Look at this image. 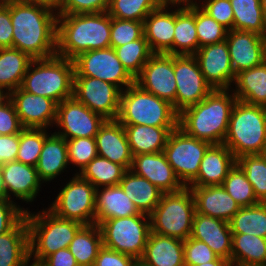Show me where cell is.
<instances>
[{
  "label": "cell",
  "mask_w": 266,
  "mask_h": 266,
  "mask_svg": "<svg viewBox=\"0 0 266 266\" xmlns=\"http://www.w3.org/2000/svg\"><path fill=\"white\" fill-rule=\"evenodd\" d=\"M56 13L55 8L44 3L10 1L13 48L28 54L32 59L55 56L58 18Z\"/></svg>",
  "instance_id": "obj_1"
},
{
  "label": "cell",
  "mask_w": 266,
  "mask_h": 266,
  "mask_svg": "<svg viewBox=\"0 0 266 266\" xmlns=\"http://www.w3.org/2000/svg\"><path fill=\"white\" fill-rule=\"evenodd\" d=\"M230 89H214L202 101L178 114V127L187 135L211 144H223L231 111L237 101Z\"/></svg>",
  "instance_id": "obj_2"
},
{
  "label": "cell",
  "mask_w": 266,
  "mask_h": 266,
  "mask_svg": "<svg viewBox=\"0 0 266 266\" xmlns=\"http://www.w3.org/2000/svg\"><path fill=\"white\" fill-rule=\"evenodd\" d=\"M107 12L58 15L56 55L73 60L79 54L110 47Z\"/></svg>",
  "instance_id": "obj_3"
},
{
  "label": "cell",
  "mask_w": 266,
  "mask_h": 266,
  "mask_svg": "<svg viewBox=\"0 0 266 266\" xmlns=\"http://www.w3.org/2000/svg\"><path fill=\"white\" fill-rule=\"evenodd\" d=\"M73 78V60L58 55L33 59L20 88L28 93L48 97L59 104L73 97Z\"/></svg>",
  "instance_id": "obj_4"
},
{
  "label": "cell",
  "mask_w": 266,
  "mask_h": 266,
  "mask_svg": "<svg viewBox=\"0 0 266 266\" xmlns=\"http://www.w3.org/2000/svg\"><path fill=\"white\" fill-rule=\"evenodd\" d=\"M223 144L236 159L243 155L261 154L266 146V113L263 106L237 100Z\"/></svg>",
  "instance_id": "obj_5"
},
{
  "label": "cell",
  "mask_w": 266,
  "mask_h": 266,
  "mask_svg": "<svg viewBox=\"0 0 266 266\" xmlns=\"http://www.w3.org/2000/svg\"><path fill=\"white\" fill-rule=\"evenodd\" d=\"M25 218L29 230L30 260L33 257L35 264H40L60 249L68 248L83 226L79 222L59 218L49 210L37 214L26 210Z\"/></svg>",
  "instance_id": "obj_6"
},
{
  "label": "cell",
  "mask_w": 266,
  "mask_h": 266,
  "mask_svg": "<svg viewBox=\"0 0 266 266\" xmlns=\"http://www.w3.org/2000/svg\"><path fill=\"white\" fill-rule=\"evenodd\" d=\"M117 120L122 125L178 127V113L173 106L136 83L121 91Z\"/></svg>",
  "instance_id": "obj_7"
},
{
  "label": "cell",
  "mask_w": 266,
  "mask_h": 266,
  "mask_svg": "<svg viewBox=\"0 0 266 266\" xmlns=\"http://www.w3.org/2000/svg\"><path fill=\"white\" fill-rule=\"evenodd\" d=\"M195 200L189 187L163 193L149 215L151 232L185 241L191 236Z\"/></svg>",
  "instance_id": "obj_8"
},
{
  "label": "cell",
  "mask_w": 266,
  "mask_h": 266,
  "mask_svg": "<svg viewBox=\"0 0 266 266\" xmlns=\"http://www.w3.org/2000/svg\"><path fill=\"white\" fill-rule=\"evenodd\" d=\"M98 226L104 247L141 259L151 233L149 215L107 219Z\"/></svg>",
  "instance_id": "obj_9"
},
{
  "label": "cell",
  "mask_w": 266,
  "mask_h": 266,
  "mask_svg": "<svg viewBox=\"0 0 266 266\" xmlns=\"http://www.w3.org/2000/svg\"><path fill=\"white\" fill-rule=\"evenodd\" d=\"M95 193L96 188L89 181L75 174L47 209L59 218L92 225L95 224Z\"/></svg>",
  "instance_id": "obj_10"
},
{
  "label": "cell",
  "mask_w": 266,
  "mask_h": 266,
  "mask_svg": "<svg viewBox=\"0 0 266 266\" xmlns=\"http://www.w3.org/2000/svg\"><path fill=\"white\" fill-rule=\"evenodd\" d=\"M211 145L185 134L179 127L170 132L163 152L185 187L197 177L201 160Z\"/></svg>",
  "instance_id": "obj_11"
},
{
  "label": "cell",
  "mask_w": 266,
  "mask_h": 266,
  "mask_svg": "<svg viewBox=\"0 0 266 266\" xmlns=\"http://www.w3.org/2000/svg\"><path fill=\"white\" fill-rule=\"evenodd\" d=\"M74 76H88L101 79L117 86L121 91L135 83L117 57L114 48L90 50L73 59Z\"/></svg>",
  "instance_id": "obj_12"
},
{
  "label": "cell",
  "mask_w": 266,
  "mask_h": 266,
  "mask_svg": "<svg viewBox=\"0 0 266 266\" xmlns=\"http://www.w3.org/2000/svg\"><path fill=\"white\" fill-rule=\"evenodd\" d=\"M121 90L112 83L88 76H74L73 97L106 120H117Z\"/></svg>",
  "instance_id": "obj_13"
},
{
  "label": "cell",
  "mask_w": 266,
  "mask_h": 266,
  "mask_svg": "<svg viewBox=\"0 0 266 266\" xmlns=\"http://www.w3.org/2000/svg\"><path fill=\"white\" fill-rule=\"evenodd\" d=\"M174 75L177 86L175 111L178 114L202 101L213 90L194 55H174Z\"/></svg>",
  "instance_id": "obj_14"
},
{
  "label": "cell",
  "mask_w": 266,
  "mask_h": 266,
  "mask_svg": "<svg viewBox=\"0 0 266 266\" xmlns=\"http://www.w3.org/2000/svg\"><path fill=\"white\" fill-rule=\"evenodd\" d=\"M105 121L102 116L71 97L57 104L56 126L61 127L62 132L54 133L66 140L95 137Z\"/></svg>",
  "instance_id": "obj_15"
},
{
  "label": "cell",
  "mask_w": 266,
  "mask_h": 266,
  "mask_svg": "<svg viewBox=\"0 0 266 266\" xmlns=\"http://www.w3.org/2000/svg\"><path fill=\"white\" fill-rule=\"evenodd\" d=\"M135 83L143 90L169 102L175 110L176 80L174 75V55L154 53Z\"/></svg>",
  "instance_id": "obj_16"
},
{
  "label": "cell",
  "mask_w": 266,
  "mask_h": 266,
  "mask_svg": "<svg viewBox=\"0 0 266 266\" xmlns=\"http://www.w3.org/2000/svg\"><path fill=\"white\" fill-rule=\"evenodd\" d=\"M23 128L46 129L56 123L57 103L41 95H35L20 87L8 95Z\"/></svg>",
  "instance_id": "obj_17"
},
{
  "label": "cell",
  "mask_w": 266,
  "mask_h": 266,
  "mask_svg": "<svg viewBox=\"0 0 266 266\" xmlns=\"http://www.w3.org/2000/svg\"><path fill=\"white\" fill-rule=\"evenodd\" d=\"M194 57L206 82L213 90L230 89L236 75L232 69L226 40L200 47Z\"/></svg>",
  "instance_id": "obj_18"
},
{
  "label": "cell",
  "mask_w": 266,
  "mask_h": 266,
  "mask_svg": "<svg viewBox=\"0 0 266 266\" xmlns=\"http://www.w3.org/2000/svg\"><path fill=\"white\" fill-rule=\"evenodd\" d=\"M226 42L235 75L266 60V43L262 35L232 29L227 32Z\"/></svg>",
  "instance_id": "obj_19"
},
{
  "label": "cell",
  "mask_w": 266,
  "mask_h": 266,
  "mask_svg": "<svg viewBox=\"0 0 266 266\" xmlns=\"http://www.w3.org/2000/svg\"><path fill=\"white\" fill-rule=\"evenodd\" d=\"M130 170L146 178L163 193L177 192L185 187L168 163L164 152L133 155Z\"/></svg>",
  "instance_id": "obj_20"
},
{
  "label": "cell",
  "mask_w": 266,
  "mask_h": 266,
  "mask_svg": "<svg viewBox=\"0 0 266 266\" xmlns=\"http://www.w3.org/2000/svg\"><path fill=\"white\" fill-rule=\"evenodd\" d=\"M190 237L206 243L214 253L231 265L232 232L229 222L195 211Z\"/></svg>",
  "instance_id": "obj_21"
},
{
  "label": "cell",
  "mask_w": 266,
  "mask_h": 266,
  "mask_svg": "<svg viewBox=\"0 0 266 266\" xmlns=\"http://www.w3.org/2000/svg\"><path fill=\"white\" fill-rule=\"evenodd\" d=\"M97 154L130 170L131 153L123 125L118 120H106L95 136Z\"/></svg>",
  "instance_id": "obj_22"
},
{
  "label": "cell",
  "mask_w": 266,
  "mask_h": 266,
  "mask_svg": "<svg viewBox=\"0 0 266 266\" xmlns=\"http://www.w3.org/2000/svg\"><path fill=\"white\" fill-rule=\"evenodd\" d=\"M187 187L193 193L197 213L229 222L241 208L222 185Z\"/></svg>",
  "instance_id": "obj_23"
},
{
  "label": "cell",
  "mask_w": 266,
  "mask_h": 266,
  "mask_svg": "<svg viewBox=\"0 0 266 266\" xmlns=\"http://www.w3.org/2000/svg\"><path fill=\"white\" fill-rule=\"evenodd\" d=\"M7 199L11 200V193L16 199L32 202L39 193L41 180L36 167L26 165L17 160L1 165Z\"/></svg>",
  "instance_id": "obj_24"
},
{
  "label": "cell",
  "mask_w": 266,
  "mask_h": 266,
  "mask_svg": "<svg viewBox=\"0 0 266 266\" xmlns=\"http://www.w3.org/2000/svg\"><path fill=\"white\" fill-rule=\"evenodd\" d=\"M236 158L225 144H212L203 156L197 177L188 186L222 185Z\"/></svg>",
  "instance_id": "obj_25"
},
{
  "label": "cell",
  "mask_w": 266,
  "mask_h": 266,
  "mask_svg": "<svg viewBox=\"0 0 266 266\" xmlns=\"http://www.w3.org/2000/svg\"><path fill=\"white\" fill-rule=\"evenodd\" d=\"M162 5L144 20V36L153 53L173 55L175 11L168 12Z\"/></svg>",
  "instance_id": "obj_26"
},
{
  "label": "cell",
  "mask_w": 266,
  "mask_h": 266,
  "mask_svg": "<svg viewBox=\"0 0 266 266\" xmlns=\"http://www.w3.org/2000/svg\"><path fill=\"white\" fill-rule=\"evenodd\" d=\"M101 191V192H100ZM141 213L120 185L105 186L95 193V224L107 219L130 217Z\"/></svg>",
  "instance_id": "obj_27"
},
{
  "label": "cell",
  "mask_w": 266,
  "mask_h": 266,
  "mask_svg": "<svg viewBox=\"0 0 266 266\" xmlns=\"http://www.w3.org/2000/svg\"><path fill=\"white\" fill-rule=\"evenodd\" d=\"M141 260L149 266H185L184 241L151 232Z\"/></svg>",
  "instance_id": "obj_28"
},
{
  "label": "cell",
  "mask_w": 266,
  "mask_h": 266,
  "mask_svg": "<svg viewBox=\"0 0 266 266\" xmlns=\"http://www.w3.org/2000/svg\"><path fill=\"white\" fill-rule=\"evenodd\" d=\"M29 230L25 216L0 235V266H29Z\"/></svg>",
  "instance_id": "obj_29"
},
{
  "label": "cell",
  "mask_w": 266,
  "mask_h": 266,
  "mask_svg": "<svg viewBox=\"0 0 266 266\" xmlns=\"http://www.w3.org/2000/svg\"><path fill=\"white\" fill-rule=\"evenodd\" d=\"M132 155L163 152L168 136L177 127L123 125Z\"/></svg>",
  "instance_id": "obj_30"
},
{
  "label": "cell",
  "mask_w": 266,
  "mask_h": 266,
  "mask_svg": "<svg viewBox=\"0 0 266 266\" xmlns=\"http://www.w3.org/2000/svg\"><path fill=\"white\" fill-rule=\"evenodd\" d=\"M69 164L67 142L57 134H49L45 139L36 170L42 182L54 180Z\"/></svg>",
  "instance_id": "obj_31"
},
{
  "label": "cell",
  "mask_w": 266,
  "mask_h": 266,
  "mask_svg": "<svg viewBox=\"0 0 266 266\" xmlns=\"http://www.w3.org/2000/svg\"><path fill=\"white\" fill-rule=\"evenodd\" d=\"M236 90L232 89L237 100L252 105L266 103V60L255 67L236 74Z\"/></svg>",
  "instance_id": "obj_32"
},
{
  "label": "cell",
  "mask_w": 266,
  "mask_h": 266,
  "mask_svg": "<svg viewBox=\"0 0 266 266\" xmlns=\"http://www.w3.org/2000/svg\"><path fill=\"white\" fill-rule=\"evenodd\" d=\"M119 185L136 208L147 215L154 211L163 194L154 184L146 178L134 174L131 170L124 173Z\"/></svg>",
  "instance_id": "obj_33"
},
{
  "label": "cell",
  "mask_w": 266,
  "mask_h": 266,
  "mask_svg": "<svg viewBox=\"0 0 266 266\" xmlns=\"http://www.w3.org/2000/svg\"><path fill=\"white\" fill-rule=\"evenodd\" d=\"M32 60L16 48H0V91L8 95L18 89Z\"/></svg>",
  "instance_id": "obj_34"
},
{
  "label": "cell",
  "mask_w": 266,
  "mask_h": 266,
  "mask_svg": "<svg viewBox=\"0 0 266 266\" xmlns=\"http://www.w3.org/2000/svg\"><path fill=\"white\" fill-rule=\"evenodd\" d=\"M174 10L173 55H194L199 49L195 26V5H182Z\"/></svg>",
  "instance_id": "obj_35"
},
{
  "label": "cell",
  "mask_w": 266,
  "mask_h": 266,
  "mask_svg": "<svg viewBox=\"0 0 266 266\" xmlns=\"http://www.w3.org/2000/svg\"><path fill=\"white\" fill-rule=\"evenodd\" d=\"M231 265L266 266V238L232 233Z\"/></svg>",
  "instance_id": "obj_36"
},
{
  "label": "cell",
  "mask_w": 266,
  "mask_h": 266,
  "mask_svg": "<svg viewBox=\"0 0 266 266\" xmlns=\"http://www.w3.org/2000/svg\"><path fill=\"white\" fill-rule=\"evenodd\" d=\"M102 235L97 224L83 225L69 244L78 266H93L102 248Z\"/></svg>",
  "instance_id": "obj_37"
},
{
  "label": "cell",
  "mask_w": 266,
  "mask_h": 266,
  "mask_svg": "<svg viewBox=\"0 0 266 266\" xmlns=\"http://www.w3.org/2000/svg\"><path fill=\"white\" fill-rule=\"evenodd\" d=\"M234 14L233 29L265 37L266 22L260 0H230Z\"/></svg>",
  "instance_id": "obj_38"
},
{
  "label": "cell",
  "mask_w": 266,
  "mask_h": 266,
  "mask_svg": "<svg viewBox=\"0 0 266 266\" xmlns=\"http://www.w3.org/2000/svg\"><path fill=\"white\" fill-rule=\"evenodd\" d=\"M126 171L122 165L97 155L80 173L76 174L89 181L95 188H100L119 185Z\"/></svg>",
  "instance_id": "obj_39"
},
{
  "label": "cell",
  "mask_w": 266,
  "mask_h": 266,
  "mask_svg": "<svg viewBox=\"0 0 266 266\" xmlns=\"http://www.w3.org/2000/svg\"><path fill=\"white\" fill-rule=\"evenodd\" d=\"M229 225L232 233L266 238V203L241 207L229 221Z\"/></svg>",
  "instance_id": "obj_40"
},
{
  "label": "cell",
  "mask_w": 266,
  "mask_h": 266,
  "mask_svg": "<svg viewBox=\"0 0 266 266\" xmlns=\"http://www.w3.org/2000/svg\"><path fill=\"white\" fill-rule=\"evenodd\" d=\"M114 50L124 68L134 79L139 75L143 66L154 54L150 50L144 35L140 39L116 47Z\"/></svg>",
  "instance_id": "obj_41"
},
{
  "label": "cell",
  "mask_w": 266,
  "mask_h": 266,
  "mask_svg": "<svg viewBox=\"0 0 266 266\" xmlns=\"http://www.w3.org/2000/svg\"><path fill=\"white\" fill-rule=\"evenodd\" d=\"M162 5L161 0H110L107 13L117 19L144 22L152 11Z\"/></svg>",
  "instance_id": "obj_42"
},
{
  "label": "cell",
  "mask_w": 266,
  "mask_h": 266,
  "mask_svg": "<svg viewBox=\"0 0 266 266\" xmlns=\"http://www.w3.org/2000/svg\"><path fill=\"white\" fill-rule=\"evenodd\" d=\"M222 186L240 207H249L260 203L251 183L237 163L229 170Z\"/></svg>",
  "instance_id": "obj_43"
},
{
  "label": "cell",
  "mask_w": 266,
  "mask_h": 266,
  "mask_svg": "<svg viewBox=\"0 0 266 266\" xmlns=\"http://www.w3.org/2000/svg\"><path fill=\"white\" fill-rule=\"evenodd\" d=\"M236 163L251 183L259 202L266 203V162L260 154L243 155Z\"/></svg>",
  "instance_id": "obj_44"
},
{
  "label": "cell",
  "mask_w": 266,
  "mask_h": 266,
  "mask_svg": "<svg viewBox=\"0 0 266 266\" xmlns=\"http://www.w3.org/2000/svg\"><path fill=\"white\" fill-rule=\"evenodd\" d=\"M48 136L46 129L24 128L19 134V150L16 160L36 167L43 143Z\"/></svg>",
  "instance_id": "obj_45"
},
{
  "label": "cell",
  "mask_w": 266,
  "mask_h": 266,
  "mask_svg": "<svg viewBox=\"0 0 266 266\" xmlns=\"http://www.w3.org/2000/svg\"><path fill=\"white\" fill-rule=\"evenodd\" d=\"M195 26L199 48L226 40L228 30L195 5Z\"/></svg>",
  "instance_id": "obj_46"
},
{
  "label": "cell",
  "mask_w": 266,
  "mask_h": 266,
  "mask_svg": "<svg viewBox=\"0 0 266 266\" xmlns=\"http://www.w3.org/2000/svg\"><path fill=\"white\" fill-rule=\"evenodd\" d=\"M144 35V22L111 17L110 47L116 48L140 39Z\"/></svg>",
  "instance_id": "obj_47"
},
{
  "label": "cell",
  "mask_w": 266,
  "mask_h": 266,
  "mask_svg": "<svg viewBox=\"0 0 266 266\" xmlns=\"http://www.w3.org/2000/svg\"><path fill=\"white\" fill-rule=\"evenodd\" d=\"M66 142L68 161L80 167L79 172L98 155L95 137L68 139Z\"/></svg>",
  "instance_id": "obj_48"
},
{
  "label": "cell",
  "mask_w": 266,
  "mask_h": 266,
  "mask_svg": "<svg viewBox=\"0 0 266 266\" xmlns=\"http://www.w3.org/2000/svg\"><path fill=\"white\" fill-rule=\"evenodd\" d=\"M210 261H227L214 253L204 242L187 238L184 241V263L185 266H196Z\"/></svg>",
  "instance_id": "obj_49"
},
{
  "label": "cell",
  "mask_w": 266,
  "mask_h": 266,
  "mask_svg": "<svg viewBox=\"0 0 266 266\" xmlns=\"http://www.w3.org/2000/svg\"><path fill=\"white\" fill-rule=\"evenodd\" d=\"M110 0H60L57 15L107 12Z\"/></svg>",
  "instance_id": "obj_50"
},
{
  "label": "cell",
  "mask_w": 266,
  "mask_h": 266,
  "mask_svg": "<svg viewBox=\"0 0 266 266\" xmlns=\"http://www.w3.org/2000/svg\"><path fill=\"white\" fill-rule=\"evenodd\" d=\"M198 6L228 31L233 29L234 14L230 0H206Z\"/></svg>",
  "instance_id": "obj_51"
},
{
  "label": "cell",
  "mask_w": 266,
  "mask_h": 266,
  "mask_svg": "<svg viewBox=\"0 0 266 266\" xmlns=\"http://www.w3.org/2000/svg\"><path fill=\"white\" fill-rule=\"evenodd\" d=\"M23 129L15 107L6 95L0 101V135L20 134Z\"/></svg>",
  "instance_id": "obj_52"
},
{
  "label": "cell",
  "mask_w": 266,
  "mask_h": 266,
  "mask_svg": "<svg viewBox=\"0 0 266 266\" xmlns=\"http://www.w3.org/2000/svg\"><path fill=\"white\" fill-rule=\"evenodd\" d=\"M25 211L14 201L0 199V235L9 232L25 216Z\"/></svg>",
  "instance_id": "obj_53"
},
{
  "label": "cell",
  "mask_w": 266,
  "mask_h": 266,
  "mask_svg": "<svg viewBox=\"0 0 266 266\" xmlns=\"http://www.w3.org/2000/svg\"><path fill=\"white\" fill-rule=\"evenodd\" d=\"M137 259L102 246L93 266H133Z\"/></svg>",
  "instance_id": "obj_54"
},
{
  "label": "cell",
  "mask_w": 266,
  "mask_h": 266,
  "mask_svg": "<svg viewBox=\"0 0 266 266\" xmlns=\"http://www.w3.org/2000/svg\"><path fill=\"white\" fill-rule=\"evenodd\" d=\"M13 47V27L10 18V2L0 3V48Z\"/></svg>",
  "instance_id": "obj_55"
},
{
  "label": "cell",
  "mask_w": 266,
  "mask_h": 266,
  "mask_svg": "<svg viewBox=\"0 0 266 266\" xmlns=\"http://www.w3.org/2000/svg\"><path fill=\"white\" fill-rule=\"evenodd\" d=\"M19 150V134L0 135V165L16 160Z\"/></svg>",
  "instance_id": "obj_56"
},
{
  "label": "cell",
  "mask_w": 266,
  "mask_h": 266,
  "mask_svg": "<svg viewBox=\"0 0 266 266\" xmlns=\"http://www.w3.org/2000/svg\"><path fill=\"white\" fill-rule=\"evenodd\" d=\"M41 266H78L75 257L68 248L60 249L47 256L41 263Z\"/></svg>",
  "instance_id": "obj_57"
},
{
  "label": "cell",
  "mask_w": 266,
  "mask_h": 266,
  "mask_svg": "<svg viewBox=\"0 0 266 266\" xmlns=\"http://www.w3.org/2000/svg\"><path fill=\"white\" fill-rule=\"evenodd\" d=\"M161 2L166 6L172 5L170 6V9L171 7H175L174 5H176L177 7L178 5L180 6L182 4L183 6L197 5V2H193V0H161Z\"/></svg>",
  "instance_id": "obj_58"
},
{
  "label": "cell",
  "mask_w": 266,
  "mask_h": 266,
  "mask_svg": "<svg viewBox=\"0 0 266 266\" xmlns=\"http://www.w3.org/2000/svg\"><path fill=\"white\" fill-rule=\"evenodd\" d=\"M20 1L44 3L56 9L60 0H20Z\"/></svg>",
  "instance_id": "obj_59"
},
{
  "label": "cell",
  "mask_w": 266,
  "mask_h": 266,
  "mask_svg": "<svg viewBox=\"0 0 266 266\" xmlns=\"http://www.w3.org/2000/svg\"><path fill=\"white\" fill-rule=\"evenodd\" d=\"M0 199H7L5 184L3 180V174L0 165Z\"/></svg>",
  "instance_id": "obj_60"
},
{
  "label": "cell",
  "mask_w": 266,
  "mask_h": 266,
  "mask_svg": "<svg viewBox=\"0 0 266 266\" xmlns=\"http://www.w3.org/2000/svg\"><path fill=\"white\" fill-rule=\"evenodd\" d=\"M196 266H230L229 261H210Z\"/></svg>",
  "instance_id": "obj_61"
},
{
  "label": "cell",
  "mask_w": 266,
  "mask_h": 266,
  "mask_svg": "<svg viewBox=\"0 0 266 266\" xmlns=\"http://www.w3.org/2000/svg\"><path fill=\"white\" fill-rule=\"evenodd\" d=\"M260 3L263 9V14H264L265 22H266V0H260Z\"/></svg>",
  "instance_id": "obj_62"
},
{
  "label": "cell",
  "mask_w": 266,
  "mask_h": 266,
  "mask_svg": "<svg viewBox=\"0 0 266 266\" xmlns=\"http://www.w3.org/2000/svg\"><path fill=\"white\" fill-rule=\"evenodd\" d=\"M133 266H149V265L145 264L141 259H137L133 264Z\"/></svg>",
  "instance_id": "obj_63"
},
{
  "label": "cell",
  "mask_w": 266,
  "mask_h": 266,
  "mask_svg": "<svg viewBox=\"0 0 266 266\" xmlns=\"http://www.w3.org/2000/svg\"><path fill=\"white\" fill-rule=\"evenodd\" d=\"M260 155L264 158V160L266 162V146Z\"/></svg>",
  "instance_id": "obj_64"
},
{
  "label": "cell",
  "mask_w": 266,
  "mask_h": 266,
  "mask_svg": "<svg viewBox=\"0 0 266 266\" xmlns=\"http://www.w3.org/2000/svg\"><path fill=\"white\" fill-rule=\"evenodd\" d=\"M6 96L5 93H3L2 91H0V101Z\"/></svg>",
  "instance_id": "obj_65"
},
{
  "label": "cell",
  "mask_w": 266,
  "mask_h": 266,
  "mask_svg": "<svg viewBox=\"0 0 266 266\" xmlns=\"http://www.w3.org/2000/svg\"><path fill=\"white\" fill-rule=\"evenodd\" d=\"M10 1H18V0H0V3H6V2H10Z\"/></svg>",
  "instance_id": "obj_66"
},
{
  "label": "cell",
  "mask_w": 266,
  "mask_h": 266,
  "mask_svg": "<svg viewBox=\"0 0 266 266\" xmlns=\"http://www.w3.org/2000/svg\"><path fill=\"white\" fill-rule=\"evenodd\" d=\"M29 266H41L40 264L30 263Z\"/></svg>",
  "instance_id": "obj_67"
},
{
  "label": "cell",
  "mask_w": 266,
  "mask_h": 266,
  "mask_svg": "<svg viewBox=\"0 0 266 266\" xmlns=\"http://www.w3.org/2000/svg\"><path fill=\"white\" fill-rule=\"evenodd\" d=\"M263 108H264V110H265V113H266V103H265V105L263 106Z\"/></svg>",
  "instance_id": "obj_68"
}]
</instances>
